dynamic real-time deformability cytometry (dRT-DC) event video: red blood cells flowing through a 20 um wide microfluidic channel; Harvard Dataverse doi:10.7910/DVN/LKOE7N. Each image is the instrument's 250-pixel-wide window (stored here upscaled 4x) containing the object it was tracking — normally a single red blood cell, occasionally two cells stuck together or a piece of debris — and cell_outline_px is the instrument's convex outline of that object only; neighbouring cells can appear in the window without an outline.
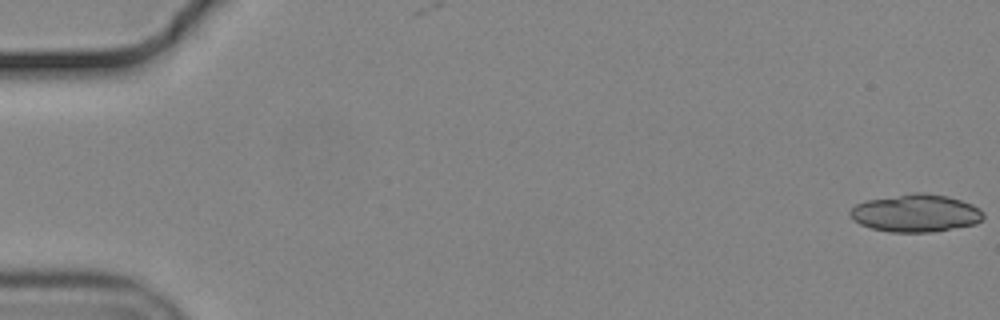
{"species": "common noctule bat (a hibernating species)", "species_latin": "Nyctalus noctula", "temperature_condition": "cold", "stored_images_in_passage": 23, "camera_frame_rate_fps": 3000, "um_per_image_px": 0.085, "animal": {"sex": "male", "body_mass_g": 19.2, "forearm_length_mm": 51.8}, "frame": {"image": 1, "passage_image": 1, "time_ms": 0.0, "image_size_px": [1000, 320], "cell_outline_px": [[984, 216], [976, 224], [932, 232], [888, 232], [872, 228], [860, 224], [852, 220], [848, 212], [856, 204], [864, 200], [912, 192], [924, 192], [948, 196], [972, 204], [980, 208], [984, 212]], "centroid_in_image_um": [77.82, 18.1], "position_along_channel_um": 7.2, "area_um2": 29.59}}